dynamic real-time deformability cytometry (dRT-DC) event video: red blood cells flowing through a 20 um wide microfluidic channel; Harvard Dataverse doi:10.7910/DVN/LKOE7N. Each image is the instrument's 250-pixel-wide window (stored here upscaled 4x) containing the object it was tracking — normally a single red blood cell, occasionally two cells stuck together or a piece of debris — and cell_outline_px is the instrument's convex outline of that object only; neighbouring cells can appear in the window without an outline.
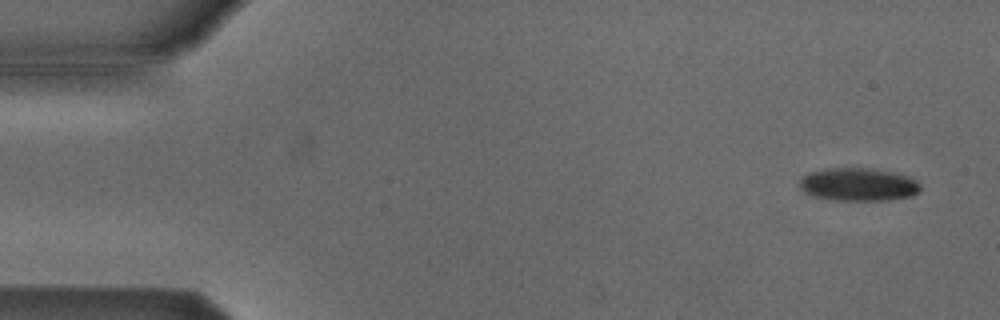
{"species": "Egyptian fruit bat (a non-hibernating species)", "species_latin": "Rousettus aegyptiacus", "temperature_condition": "cold", "stored_images_in_passage": 6, "camera_frame_rate_fps": 3000, "um_per_image_px": 0.085, "animal": {"sex": "male"}, "frame": {"image": 1, "passage_image": 1, "time_ms": 0.0, "image_size_px": [1000, 320], "cell_outline_px": [[920, 192], [912, 196], [888, 200], [832, 200], [816, 196], [804, 192], [800, 188], [800, 176], [808, 172], [824, 168], [868, 168], [888, 172], [904, 176], [916, 180], [920, 184]], "centroid_in_image_um": [72.91, 15.68], "position_along_channel_um": 12.1, "area_um2": 23.18}}
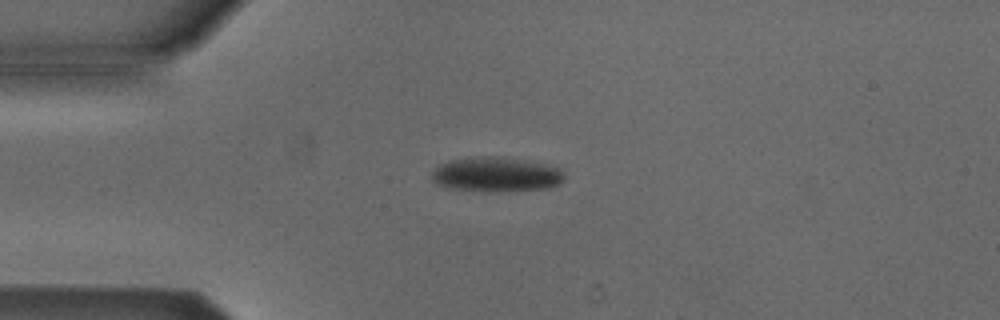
{"frame": {"image": 2, "passage_image": 3, "time_ms": 3.333, "image_size_px": [1000, 320], "cell_outline_px": [[564, 180], [560, 184], [552, 188], [504, 192], [484, 192], [452, 188], [436, 184], [432, 180], [432, 172], [440, 164], [448, 160], [480, 156], [496, 156], [524, 160], [560, 168], [564, 172]], "centroid_in_image_um": [42.2, 14.85], "position_along_channel_um": 42.8, "area_um2": 27.17}}
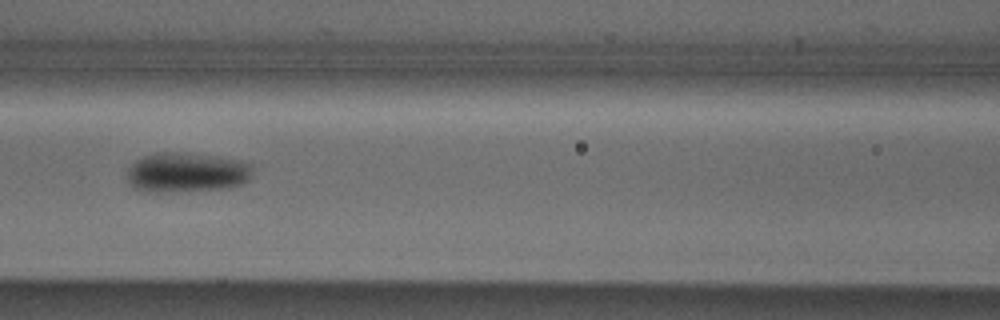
{"frame": {"image": 3, "passage_image": 6, "time_ms": 6.667, "image_size_px": [1000, 320], "cell_outline_px": [[252, 172], [248, 180], [244, 184], [228, 188], [164, 192], [140, 192], [128, 184], [124, 176], [128, 168], [136, 160], [152, 152], [180, 152], [216, 156], [240, 160], [252, 164]], "centroid_in_image_um": [15.81, 14.66], "position_along_channel_um": 150.8, "area_um2": 29.77}}